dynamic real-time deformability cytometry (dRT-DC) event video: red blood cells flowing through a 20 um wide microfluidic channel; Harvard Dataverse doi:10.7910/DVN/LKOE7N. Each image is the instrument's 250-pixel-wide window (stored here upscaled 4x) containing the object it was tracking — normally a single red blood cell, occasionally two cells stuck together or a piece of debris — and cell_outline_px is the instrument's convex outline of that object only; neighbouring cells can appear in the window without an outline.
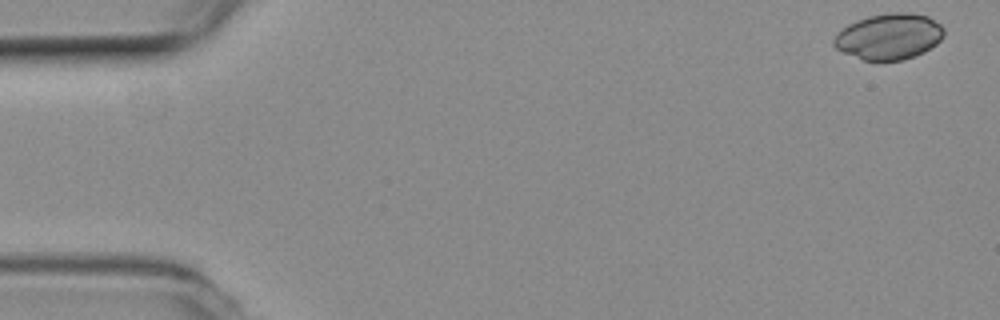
{"species": "common noctule bat (a hibernating species)", "species_latin": "Nyctalus noctula", "temperature_condition": "room temperature", "stored_images_in_passage": 5, "camera_frame_rate_fps": 3000, "um_per_image_px": 0.085, "animal": {"sex": "female", "body_mass_g": 19.3, "forearm_length_mm": 54.1}, "frame": {"image": 1, "passage_image": 1, "time_ms": 0.0, "image_size_px": [1000, 320], "cell_outline_px": [[944, 36], [936, 44], [924, 52], [904, 60], [880, 64], [864, 60], [844, 52], [836, 48], [832, 44], [832, 40], [836, 32], [848, 24], [856, 20], [868, 16], [892, 12], [908, 12], [928, 16], [940, 24], [944, 28]], "centroid_in_image_um": [75.55, 3.13], "position_along_channel_um": 9.5, "area_um2": 30.17}}